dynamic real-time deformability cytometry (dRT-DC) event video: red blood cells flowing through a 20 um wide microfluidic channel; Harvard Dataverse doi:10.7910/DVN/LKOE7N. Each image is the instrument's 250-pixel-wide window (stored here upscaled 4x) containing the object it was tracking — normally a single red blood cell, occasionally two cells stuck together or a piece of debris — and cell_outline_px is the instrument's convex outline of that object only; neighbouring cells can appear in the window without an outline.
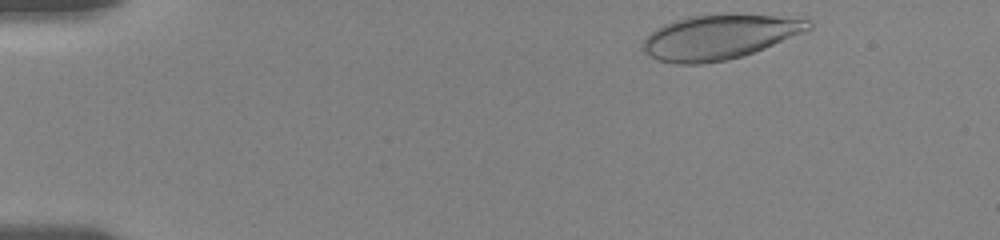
{"species": "human", "species_latin": "Homo sapiens", "temperature_condition": "room temperature", "stored_images_in_passage": 9, "camera_frame_rate_fps": 3000, "um_per_image_px": 0.085, "donor": {"sex": "female"}, "frame": {"image": 1, "passage_image": 1, "time_ms": 0.0, "image_size_px": [1000, 240], "cell_outline_px": [[812, 28], [804, 32], [764, 48], [740, 56], [724, 60], [700, 64], [676, 64], [656, 60], [644, 52], [640, 48], [644, 40], [656, 28], [664, 24], [688, 16], [728, 12], [740, 12], [808, 20], [812, 24]], "centroid_in_image_um": [61.1, 3.12], "position_along_channel_um": 23.9, "area_um2": 43.35}}
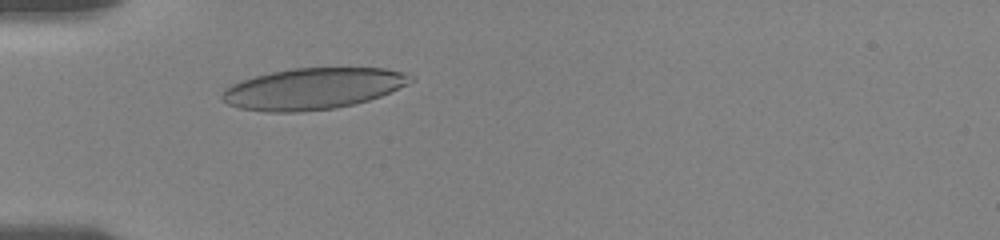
{"frame": {"image": 2, "passage_image": 8, "time_ms": 3.333, "image_size_px": [1000, 240], "cell_outline_px": [[416, 80], [408, 84], [380, 96], [368, 100], [336, 108], [296, 112], [264, 112], [240, 108], [228, 104], [220, 96], [224, 88], [240, 80], [272, 72], [292, 68], [384, 68], [404, 72], [416, 76]], "centroid_in_image_um": [26.61, 7.53], "position_along_channel_um": 58.4, "area_um2": 45.43}}